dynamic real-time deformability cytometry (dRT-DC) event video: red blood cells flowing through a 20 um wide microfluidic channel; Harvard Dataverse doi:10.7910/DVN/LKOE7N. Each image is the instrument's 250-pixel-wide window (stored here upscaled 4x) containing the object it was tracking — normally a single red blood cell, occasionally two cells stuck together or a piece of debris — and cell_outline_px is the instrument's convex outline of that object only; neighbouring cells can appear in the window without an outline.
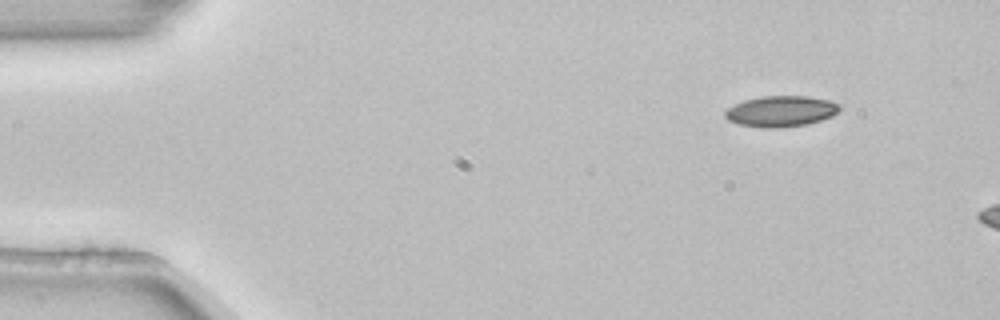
{"species": "common noctule bat (a hibernating species)", "species_latin": "Nyctalus noctula", "temperature_condition": "room temperature", "stored_images_in_passage": 3, "camera_frame_rate_fps": 3000, "um_per_image_px": 0.085, "animal": {"sex": "female", "body_mass_g": 22.7, "forearm_length_mm": 54.2}, "frame": {"image": 1, "passage_image": 1, "time_ms": 0.0, "image_size_px": [1000, 320], "cell_outline_px": [[840, 108], [832, 116], [808, 124], [776, 128], [764, 128], [740, 124], [728, 120], [724, 116], [724, 112], [728, 108], [744, 100], [760, 96], [808, 96], [828, 100], [840, 104]], "centroid_in_image_um": [66.37, 9.45], "position_along_channel_um": 18.6, "area_um2": 20.52}}